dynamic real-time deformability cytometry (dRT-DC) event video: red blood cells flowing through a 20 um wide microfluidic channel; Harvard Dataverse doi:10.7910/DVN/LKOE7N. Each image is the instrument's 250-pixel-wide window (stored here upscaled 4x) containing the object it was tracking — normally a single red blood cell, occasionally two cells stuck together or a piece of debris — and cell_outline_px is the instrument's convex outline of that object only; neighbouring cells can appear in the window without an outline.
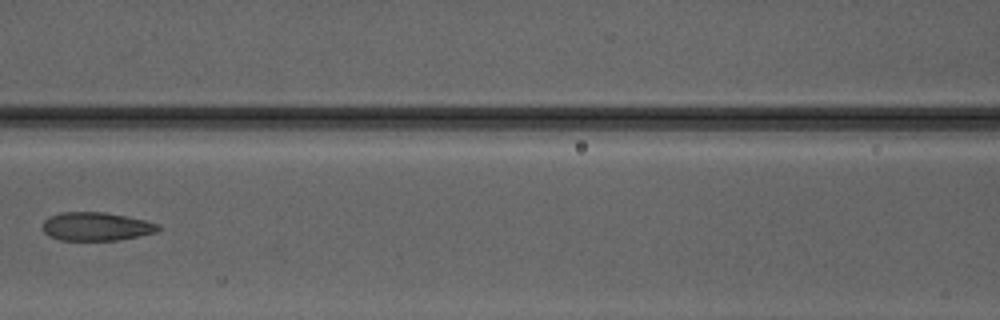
{"species": "Egyptian fruit bat (a non-hibernating species)", "species_latin": "Rousettus aegyptiacus", "temperature_condition": "warm", "stored_images_in_passage": 6, "camera_frame_rate_fps": 3000, "um_per_image_px": 0.085, "animal": {"sex": "male"}, "frame": {"image": 1, "passage_image": 6, "time_ms": 7.0, "image_size_px": [1000, 320], "cell_outline_px": [[164, 228], [156, 232], [116, 240], [60, 240], [48, 236], [44, 232], [44, 220], [48, 216], [60, 212], [104, 212], [144, 220], [160, 224]], "centroid_in_image_um": [8.18, 19.25], "position_along_channel_um": 158.4, "area_um2": 19.13}}